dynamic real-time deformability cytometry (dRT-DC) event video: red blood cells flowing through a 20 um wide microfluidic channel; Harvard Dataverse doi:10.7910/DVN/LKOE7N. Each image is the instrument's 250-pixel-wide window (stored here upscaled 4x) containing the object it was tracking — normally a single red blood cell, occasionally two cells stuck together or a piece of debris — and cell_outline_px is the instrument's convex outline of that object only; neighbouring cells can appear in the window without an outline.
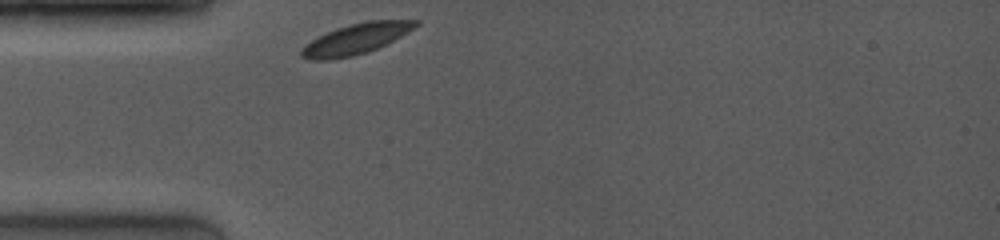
{"species": "common noctule bat (a hibernating species)", "species_latin": "Nyctalus noctula", "temperature_condition": "room temperature", "stored_images_in_passage": 49, "camera_frame_rate_fps": 4000, "um_per_image_px": 0.085, "animal": {"sex": "female", "body_mass_g": 19.0, "forearm_length_mm": 53.3}, "frame": {"image": 1, "passage_image": 1, "time_ms": 0.0, "image_size_px": [1000, 240], "cell_outline_px": [[420, 24], [408, 32], [368, 52], [352, 56], [328, 60], [312, 60], [300, 56], [300, 48], [312, 40], [336, 28], [348, 24], [368, 20], [420, 20]], "centroid_in_image_um": [30.24, 3.3], "position_along_channel_um": 54.8, "area_um2": 20.17}}
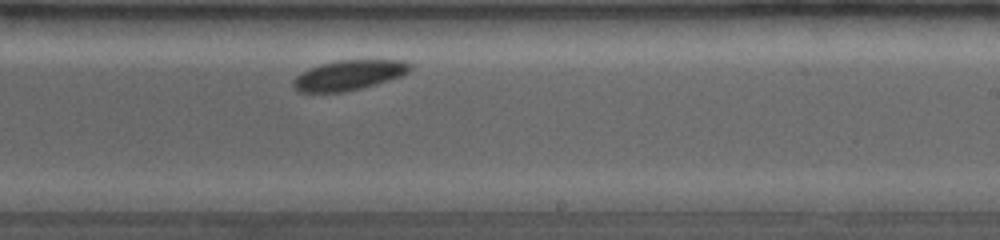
{"frame": {"image": 2, "passage_image": 28, "time_ms": 5.5, "image_size_px": [1000, 240], "cell_outline_px": [[412, 68], [408, 72], [400, 76], [376, 84], [344, 92], [296, 92], [292, 88], [292, 80], [300, 72], [308, 68], [320, 64], [336, 60], [404, 60], [412, 64]], "centroid_in_image_um": [29.6, 6.38], "position_along_channel_um": 259.4, "area_um2": 20.63}}
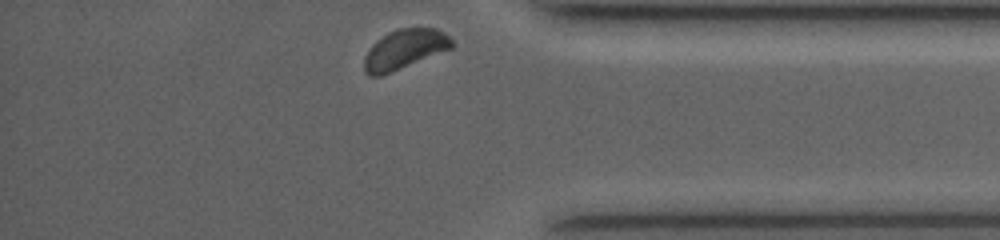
{"frame": {"image": 3, "passage_image": 48, "time_ms": 9.25, "image_size_px": [1000, 240], "cell_outline_px": [[456, 44], [452, 48], [392, 72], [380, 76], [368, 76], [364, 72], [364, 56], [372, 44], [376, 40], [388, 32], [396, 28], [436, 28], [444, 32]], "centroid_in_image_um": [34.37, 4.19], "position_along_channel_um": 400.8, "area_um2": 20.4}, "authors_computed_cell_mechanics": {"area_um2": 20.4034, "velocity_mm_per_s": 3.8556, "shape_relaxation_time_tau1_ms": 4.4859, "shape_relaxation_time_tau2_ms": null, "deformation_change_tau1": 0.1074, "deformation_change_tau2": null}}